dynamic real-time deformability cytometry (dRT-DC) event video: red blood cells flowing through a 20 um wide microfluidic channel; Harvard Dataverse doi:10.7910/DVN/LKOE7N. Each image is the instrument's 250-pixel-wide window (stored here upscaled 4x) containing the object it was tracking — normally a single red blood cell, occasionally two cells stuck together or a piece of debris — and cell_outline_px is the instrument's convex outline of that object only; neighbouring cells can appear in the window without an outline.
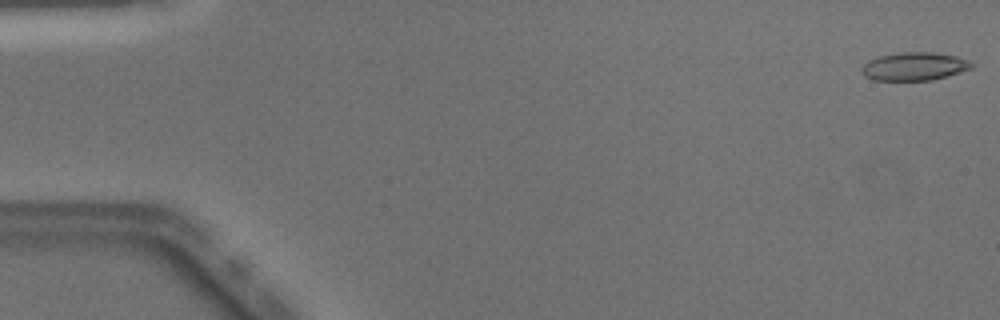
{"species": "Egyptian fruit bat (a non-hibernating species)", "species_latin": "Rousettus aegyptiacus", "temperature_condition": "warm", "stored_images_in_passage": 15, "camera_frame_rate_fps": 3000, "um_per_image_px": 0.085, "animal": {"sex": "male"}, "frame": {"image": 1, "passage_image": 1, "time_ms": 0.0, "image_size_px": [1000, 320], "cell_outline_px": [[972, 68], [948, 76], [932, 80], [872, 80], [864, 76], [860, 72], [860, 68], [868, 60], [876, 56], [900, 52], [932, 52], [956, 56], [968, 60], [972, 64]], "centroid_in_image_um": [77.66, 5.64], "position_along_channel_um": 7.3, "area_um2": 18.21}}
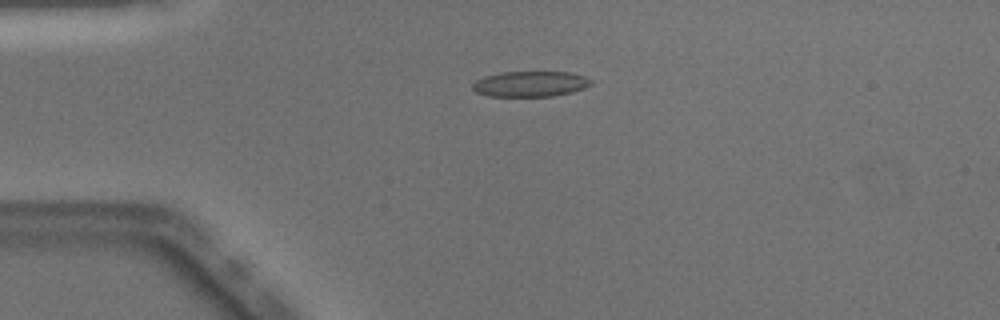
{"frame": {"image": 2, "passage_image": 12, "time_ms": 3.667, "image_size_px": [1000, 320], "cell_outline_px": [[592, 84], [584, 88], [572, 92], [552, 96], [488, 96], [476, 92], [472, 88], [472, 84], [476, 80], [484, 76], [500, 72], [572, 72], [584, 76], [592, 80]], "centroid_in_image_um": [45.07, 7.13], "position_along_channel_um": 39.9, "area_um2": 17.69}}